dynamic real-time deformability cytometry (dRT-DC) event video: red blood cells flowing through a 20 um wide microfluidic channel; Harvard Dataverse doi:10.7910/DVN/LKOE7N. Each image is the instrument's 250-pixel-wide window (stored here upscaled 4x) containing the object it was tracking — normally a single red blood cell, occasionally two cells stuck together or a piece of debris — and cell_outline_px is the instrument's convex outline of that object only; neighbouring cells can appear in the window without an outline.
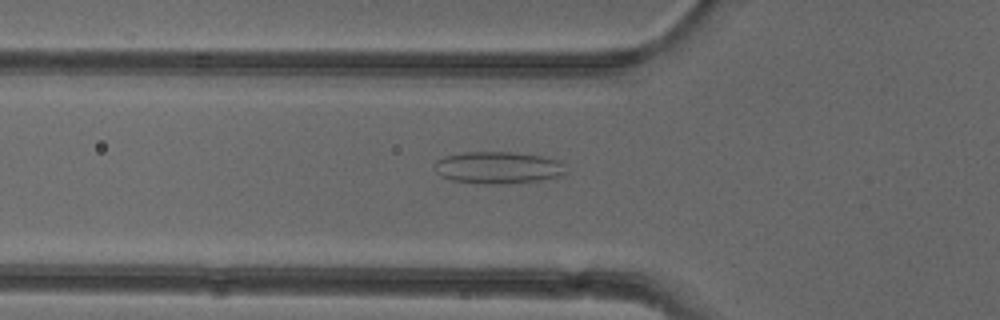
{"species": "common noctule bat (a hibernating species)", "species_latin": "Nyctalus noctula", "temperature_condition": "cold", "stored_images_in_passage": 35, "camera_frame_rate_fps": 3000, "um_per_image_px": 0.085, "animal": {"sex": "female"}, "frame": {"image": 1, "passage_image": 18, "time_ms": 5.667, "image_size_px": [1000, 320], "cell_outline_px": [[568, 172], [564, 176], [540, 180], [500, 184], [476, 184], [452, 180], [440, 176], [436, 172], [432, 164], [436, 160], [444, 156], [464, 152], [508, 152], [540, 156], [560, 160]], "centroid_in_image_um": [42.31, 14.26], "position_along_channel_um": 83.5, "area_um2": 24.85}}
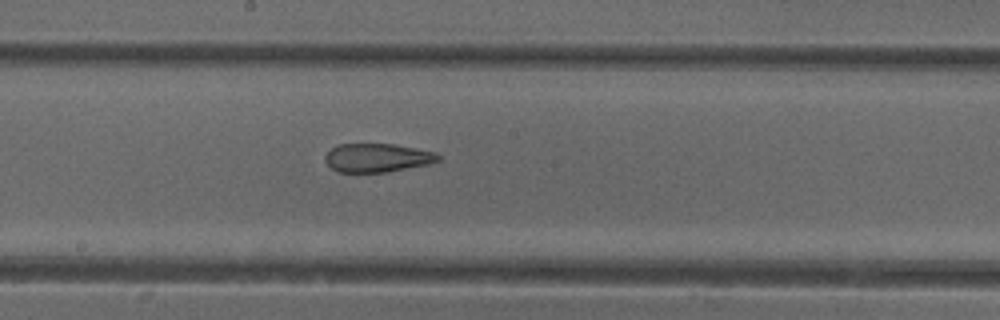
{"frame": {"image": 2, "passage_image": 28, "time_ms": 9.0, "image_size_px": [1000, 320], "cell_outline_px": [[440, 160], [428, 164], [388, 172], [336, 172], [324, 160], [324, 156], [332, 148], [340, 144], [396, 144], [436, 152], [440, 156]], "centroid_in_image_um": [32.08, 13.41], "position_along_channel_um": 216.1, "area_um2": 18.9}}
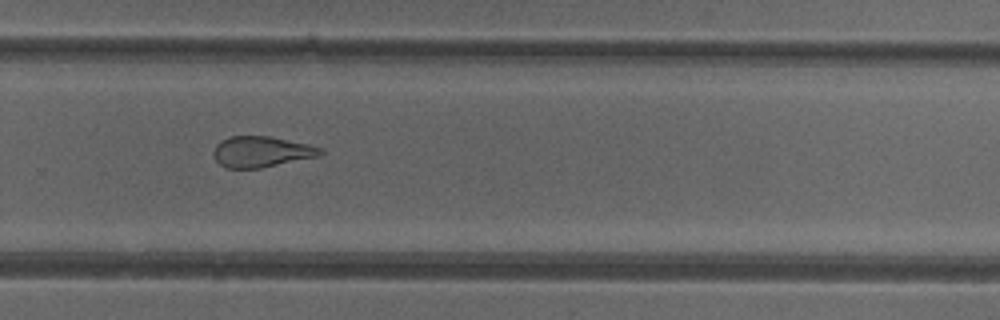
{"frame": {"image": 3, "passage_image": 35, "time_ms": 11.333, "image_size_px": [1000, 320], "cell_outline_px": [[324, 152], [320, 156], [260, 168], [224, 168], [216, 160], [212, 152], [216, 144], [220, 140], [232, 136], [272, 136], [308, 144], [324, 148]], "centroid_in_image_um": [22.23, 12.89], "position_along_channel_um": 307.6, "area_um2": 19.42}}